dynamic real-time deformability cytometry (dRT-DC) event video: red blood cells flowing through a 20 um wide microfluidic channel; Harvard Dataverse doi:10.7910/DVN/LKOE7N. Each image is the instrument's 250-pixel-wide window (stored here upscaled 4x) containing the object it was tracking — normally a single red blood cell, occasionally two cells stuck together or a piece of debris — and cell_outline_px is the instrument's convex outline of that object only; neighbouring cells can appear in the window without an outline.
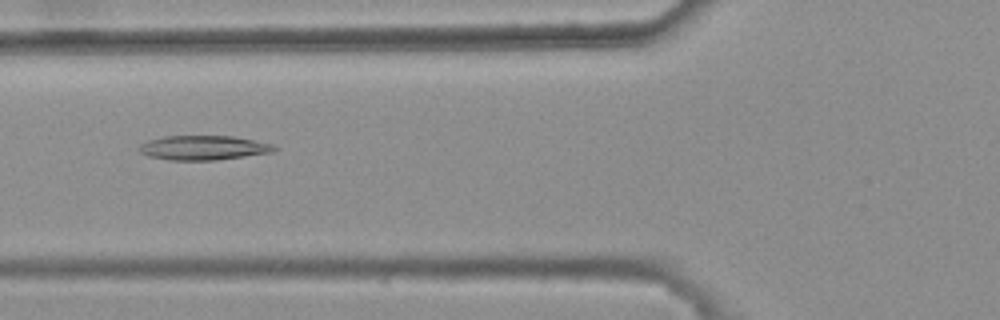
{"species": "common noctule bat (a hibernating species)", "species_latin": "Nyctalus noctula", "temperature_condition": "warm", "stored_images_in_passage": 8, "camera_frame_rate_fps": 3000, "um_per_image_px": 0.085, "animal": {"sex": "female", "body_mass_g": 25.1}, "frame": {"image": 1, "passage_image": 5, "time_ms": 1.333, "image_size_px": [1000, 320], "cell_outline_px": [[280, 148], [272, 152], [216, 160], [168, 160], [148, 156], [140, 152], [136, 148], [140, 144], [148, 140], [164, 136], [232, 136], [272, 144]], "centroid_in_image_um": [17.25, 12.56], "position_along_channel_um": 108.6, "area_um2": 19.25}}
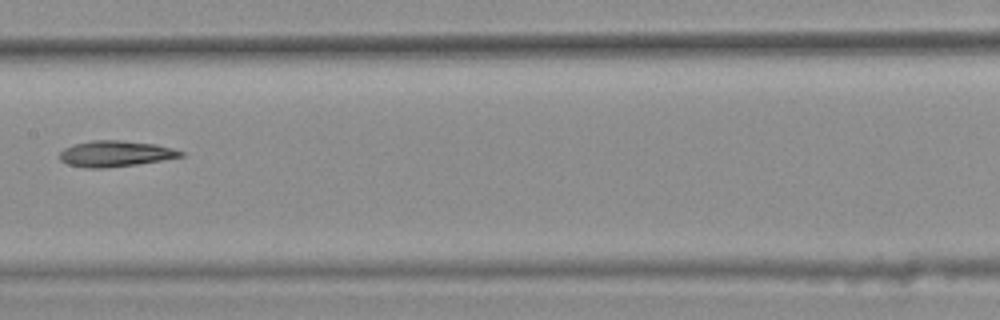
{"frame": {"image": 2, "passage_image": 7, "time_ms": 2.0, "image_size_px": [1000, 320], "cell_outline_px": [[184, 156], [136, 164], [104, 168], [84, 168], [68, 164], [60, 160], [60, 152], [64, 148], [72, 144], [92, 140], [120, 140], [156, 144], [172, 148], [184, 152]], "centroid_in_image_um": [9.78, 13.06], "position_along_channel_um": 197.6, "area_um2": 18.26}}
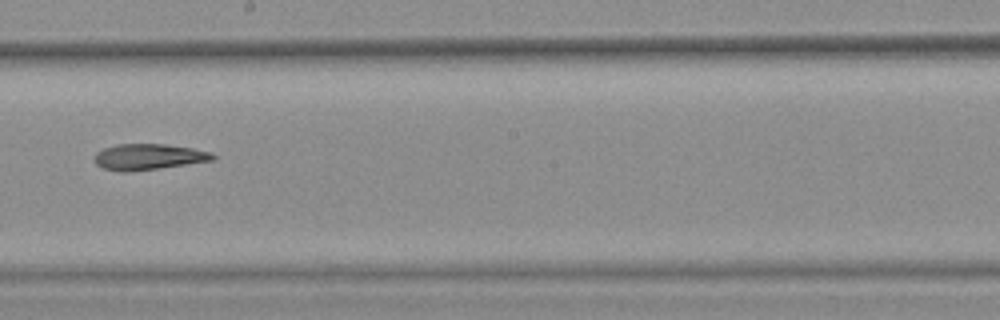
{"frame": {"image": 3, "passage_image": 8, "time_ms": 2.333, "image_size_px": [1000, 320], "cell_outline_px": [[216, 156], [212, 160], [156, 168], [124, 172], [120, 172], [104, 168], [96, 164], [96, 152], [104, 148], [116, 144], [164, 144], [192, 148], [212, 152]], "centroid_in_image_um": [12.61, 13.32], "position_along_channel_um": 235.6, "area_um2": 17.51}}